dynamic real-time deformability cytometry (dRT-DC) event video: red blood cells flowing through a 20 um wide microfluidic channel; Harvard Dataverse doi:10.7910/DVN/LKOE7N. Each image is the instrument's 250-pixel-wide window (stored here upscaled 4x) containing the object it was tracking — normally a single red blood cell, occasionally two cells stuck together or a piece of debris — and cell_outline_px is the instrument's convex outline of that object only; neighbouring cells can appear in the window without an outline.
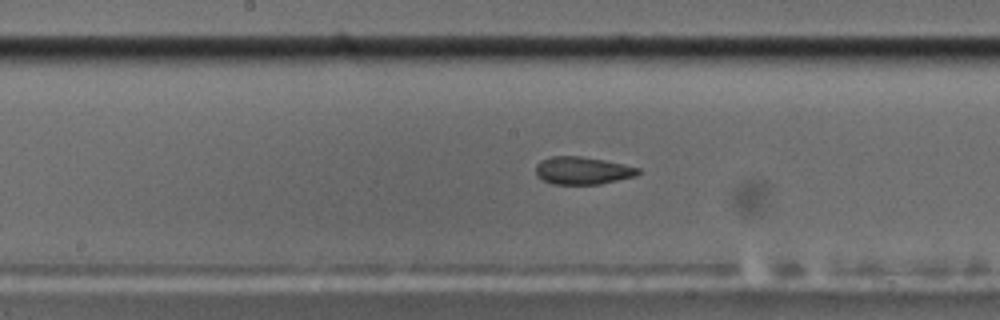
{"species": "common noctule bat (a hibernating species)", "species_latin": "Nyctalus noctula", "temperature_condition": "cold", "stored_images_in_passage": 40, "camera_frame_rate_fps": 3000, "um_per_image_px": 0.085, "animal": {"sex": "male", "body_mass_g": 17.5, "forearm_length_mm": 52.3}, "frame": {"image": 1, "passage_image": 12, "time_ms": 3.667, "image_size_px": [1000, 320], "cell_outline_px": [[640, 172], [636, 176], [600, 184], [552, 184], [536, 176], [536, 164], [540, 160], [552, 156], [580, 156], [604, 160], [640, 168]], "centroid_in_image_um": [49.5, 14.5], "position_along_channel_um": 198.7, "area_um2": 16.47}}
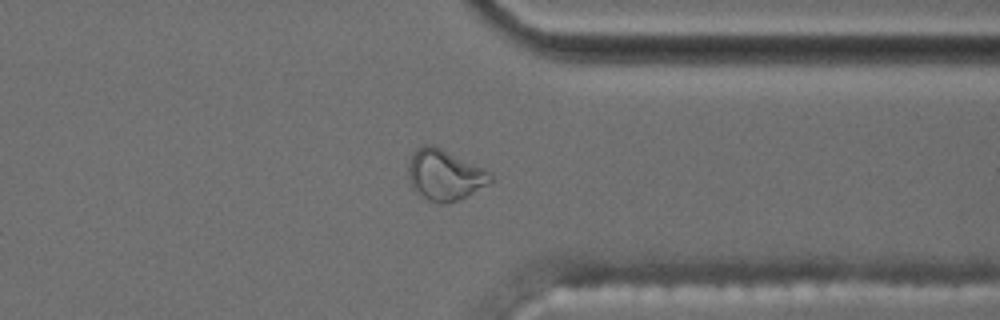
{"frame": {"image": 2, "passage_image": 27, "time_ms": 8.667, "image_size_px": [1000, 320], "cell_outline_px": [[492, 180], [488, 184], [448, 204], [440, 204], [428, 200], [416, 192], [412, 188], [408, 176], [408, 160], [412, 152], [420, 144], [432, 144], [484, 168], [492, 172]], "centroid_in_image_um": [37.75, 14.85], "position_along_channel_um": 373.7, "area_um2": 24.39}}
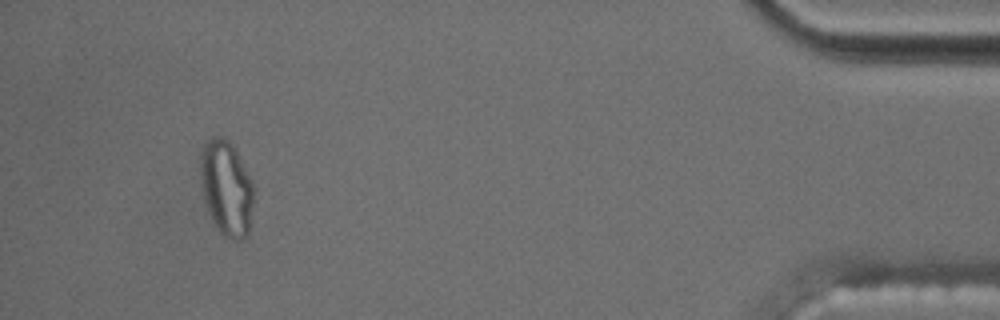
{"frame": {"image": 3, "passage_image": 36, "time_ms": 11.667, "image_size_px": [1000, 320], "cell_outline_px": [[252, 204], [248, 232], [240, 240], [236, 240], [224, 236], [220, 232], [212, 220], [204, 200], [200, 176], [200, 156], [204, 144], [212, 136], [220, 136], [228, 140], [236, 152], [252, 180]], "centroid_in_image_um": [19.21, 15.97], "position_along_channel_um": 416.0, "area_um2": 29.02}}